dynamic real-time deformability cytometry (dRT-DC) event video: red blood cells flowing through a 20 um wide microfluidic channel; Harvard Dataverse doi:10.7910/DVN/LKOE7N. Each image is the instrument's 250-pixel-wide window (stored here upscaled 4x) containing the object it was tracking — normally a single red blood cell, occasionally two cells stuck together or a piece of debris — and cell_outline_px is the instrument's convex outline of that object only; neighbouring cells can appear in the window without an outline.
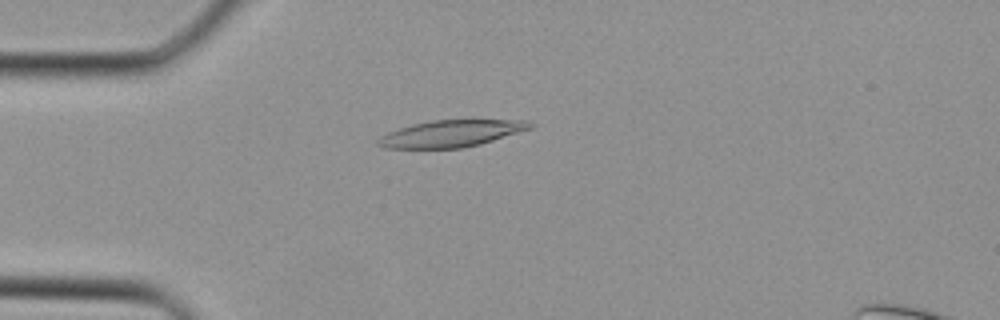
{"species": "Egyptian fruit bat (a non-hibernating species)", "species_latin": "Rousettus aegyptiacus", "temperature_condition": "cold", "stored_images_in_passage": 29, "camera_frame_rate_fps": 3000, "um_per_image_px": 0.085, "animal": {"sex": "female"}, "frame": {"image": 1, "passage_image": 2, "time_ms": 0.333, "image_size_px": [1000, 320], "cell_outline_px": [[536, 124], [532, 128], [480, 144], [464, 148], [384, 148], [376, 144], [376, 140], [380, 136], [388, 132], [412, 124], [432, 120], [528, 120]], "centroid_in_image_um": [38.35, 11.35], "position_along_channel_um": 46.7, "area_um2": 23.76}}
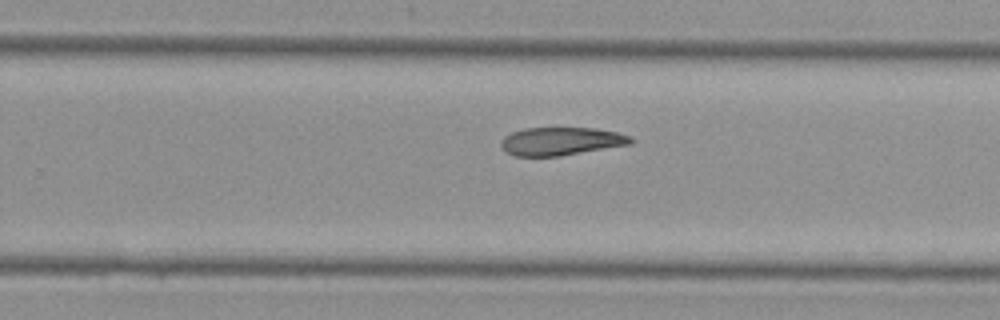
{"frame": {"image": 2, "passage_image": 16, "time_ms": 5.0, "image_size_px": [1000, 320], "cell_outline_px": [[632, 144], [560, 156], [512, 156], [504, 152], [500, 148], [500, 140], [504, 136], [512, 132], [524, 128], [596, 128], [616, 132], [632, 136]], "centroid_in_image_um": [47.64, 12.01], "position_along_channel_um": 282.2, "area_um2": 21.5}}
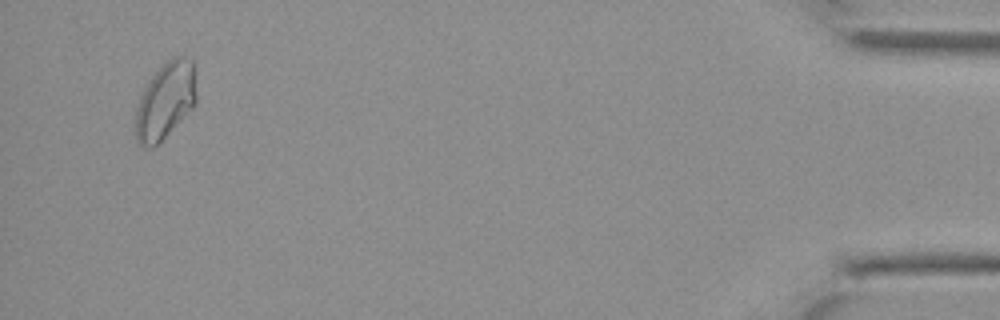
{"frame": {"image": 3, "passage_image": 28, "time_ms": 9.0, "image_size_px": [1000, 320], "cell_outline_px": [[196, 104], [152, 148], [148, 148], [140, 144], [136, 140], [136, 108], [140, 92], [152, 76], [172, 56], [188, 56], [196, 64]], "centroid_in_image_um": [14.08, 8.49], "position_along_channel_um": 421.1, "area_um2": 27.22}}